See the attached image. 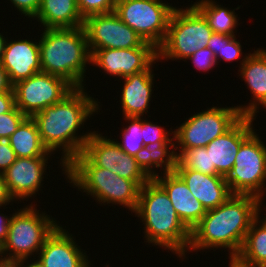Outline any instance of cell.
<instances>
[{
  "label": "cell",
  "instance_id": "cell-1",
  "mask_svg": "<svg viewBox=\"0 0 266 267\" xmlns=\"http://www.w3.org/2000/svg\"><path fill=\"white\" fill-rule=\"evenodd\" d=\"M82 88H74L60 102L46 107L36 113L35 120L41 140L49 152L59 148L63 151L61 162L62 171L66 172V165L84 148L92 132L77 137L78 128L90 118L93 112L100 110L99 104Z\"/></svg>",
  "mask_w": 266,
  "mask_h": 267
},
{
  "label": "cell",
  "instance_id": "cell-2",
  "mask_svg": "<svg viewBox=\"0 0 266 267\" xmlns=\"http://www.w3.org/2000/svg\"><path fill=\"white\" fill-rule=\"evenodd\" d=\"M260 199L252 195L232 194L223 204L208 210L191 231L190 251L228 248L236 257L252 222L260 215Z\"/></svg>",
  "mask_w": 266,
  "mask_h": 267
},
{
  "label": "cell",
  "instance_id": "cell-3",
  "mask_svg": "<svg viewBox=\"0 0 266 267\" xmlns=\"http://www.w3.org/2000/svg\"><path fill=\"white\" fill-rule=\"evenodd\" d=\"M134 213L145 224L146 242L185 257L191 231L179 219L167 193L153 178L140 188Z\"/></svg>",
  "mask_w": 266,
  "mask_h": 267
},
{
  "label": "cell",
  "instance_id": "cell-4",
  "mask_svg": "<svg viewBox=\"0 0 266 267\" xmlns=\"http://www.w3.org/2000/svg\"><path fill=\"white\" fill-rule=\"evenodd\" d=\"M39 52L42 72L62 77L74 88L84 87L91 52L83 26L44 29Z\"/></svg>",
  "mask_w": 266,
  "mask_h": 267
},
{
  "label": "cell",
  "instance_id": "cell-5",
  "mask_svg": "<svg viewBox=\"0 0 266 267\" xmlns=\"http://www.w3.org/2000/svg\"><path fill=\"white\" fill-rule=\"evenodd\" d=\"M65 175L74 187L84 190L101 204L123 205L132 212L137 208L140 187L133 180L95 166L82 152L66 165Z\"/></svg>",
  "mask_w": 266,
  "mask_h": 267
},
{
  "label": "cell",
  "instance_id": "cell-6",
  "mask_svg": "<svg viewBox=\"0 0 266 267\" xmlns=\"http://www.w3.org/2000/svg\"><path fill=\"white\" fill-rule=\"evenodd\" d=\"M30 205L12 214L7 237L0 246V259L26 263L28 256L38 253L46 239L59 226L48 214H39L36 207Z\"/></svg>",
  "mask_w": 266,
  "mask_h": 267
},
{
  "label": "cell",
  "instance_id": "cell-7",
  "mask_svg": "<svg viewBox=\"0 0 266 267\" xmlns=\"http://www.w3.org/2000/svg\"><path fill=\"white\" fill-rule=\"evenodd\" d=\"M204 16L193 6L175 7L169 22L163 44L157 49L158 59H185L198 49L206 48L212 36Z\"/></svg>",
  "mask_w": 266,
  "mask_h": 267
},
{
  "label": "cell",
  "instance_id": "cell-8",
  "mask_svg": "<svg viewBox=\"0 0 266 267\" xmlns=\"http://www.w3.org/2000/svg\"><path fill=\"white\" fill-rule=\"evenodd\" d=\"M225 179L232 194L255 196L262 206L266 190V146L255 131L239 147L234 166Z\"/></svg>",
  "mask_w": 266,
  "mask_h": 267
},
{
  "label": "cell",
  "instance_id": "cell-9",
  "mask_svg": "<svg viewBox=\"0 0 266 267\" xmlns=\"http://www.w3.org/2000/svg\"><path fill=\"white\" fill-rule=\"evenodd\" d=\"M174 8L162 0H116L114 12L145 42L158 49L166 38Z\"/></svg>",
  "mask_w": 266,
  "mask_h": 267
},
{
  "label": "cell",
  "instance_id": "cell-10",
  "mask_svg": "<svg viewBox=\"0 0 266 267\" xmlns=\"http://www.w3.org/2000/svg\"><path fill=\"white\" fill-rule=\"evenodd\" d=\"M243 115L237 107H211L194 114L174 131L179 148L206 147L227 132Z\"/></svg>",
  "mask_w": 266,
  "mask_h": 267
},
{
  "label": "cell",
  "instance_id": "cell-11",
  "mask_svg": "<svg viewBox=\"0 0 266 267\" xmlns=\"http://www.w3.org/2000/svg\"><path fill=\"white\" fill-rule=\"evenodd\" d=\"M73 89L64 78L39 72L14 84L15 106L26 117H33L46 107L60 102Z\"/></svg>",
  "mask_w": 266,
  "mask_h": 267
},
{
  "label": "cell",
  "instance_id": "cell-12",
  "mask_svg": "<svg viewBox=\"0 0 266 267\" xmlns=\"http://www.w3.org/2000/svg\"><path fill=\"white\" fill-rule=\"evenodd\" d=\"M82 153L95 166L105 168L124 179L133 180L140 188L151 179L134 156L125 153L115 139H107L96 131L86 141Z\"/></svg>",
  "mask_w": 266,
  "mask_h": 267
},
{
  "label": "cell",
  "instance_id": "cell-13",
  "mask_svg": "<svg viewBox=\"0 0 266 267\" xmlns=\"http://www.w3.org/2000/svg\"><path fill=\"white\" fill-rule=\"evenodd\" d=\"M83 27L89 49H128L153 46L127 26L114 11L87 17Z\"/></svg>",
  "mask_w": 266,
  "mask_h": 267
},
{
  "label": "cell",
  "instance_id": "cell-14",
  "mask_svg": "<svg viewBox=\"0 0 266 267\" xmlns=\"http://www.w3.org/2000/svg\"><path fill=\"white\" fill-rule=\"evenodd\" d=\"M91 64L96 65L110 76L126 78L146 70L158 61L154 46H139L128 49H90Z\"/></svg>",
  "mask_w": 266,
  "mask_h": 267
},
{
  "label": "cell",
  "instance_id": "cell-15",
  "mask_svg": "<svg viewBox=\"0 0 266 267\" xmlns=\"http://www.w3.org/2000/svg\"><path fill=\"white\" fill-rule=\"evenodd\" d=\"M252 116H242L227 132L215 138L205 148L210 155L211 168L226 177L232 170L239 147L254 132Z\"/></svg>",
  "mask_w": 266,
  "mask_h": 267
},
{
  "label": "cell",
  "instance_id": "cell-16",
  "mask_svg": "<svg viewBox=\"0 0 266 267\" xmlns=\"http://www.w3.org/2000/svg\"><path fill=\"white\" fill-rule=\"evenodd\" d=\"M50 157L18 158L3 173L11 196L18 199L32 197L42 187L47 160Z\"/></svg>",
  "mask_w": 266,
  "mask_h": 267
},
{
  "label": "cell",
  "instance_id": "cell-17",
  "mask_svg": "<svg viewBox=\"0 0 266 267\" xmlns=\"http://www.w3.org/2000/svg\"><path fill=\"white\" fill-rule=\"evenodd\" d=\"M60 225L46 239L37 256L45 267H90L88 256Z\"/></svg>",
  "mask_w": 266,
  "mask_h": 267
},
{
  "label": "cell",
  "instance_id": "cell-18",
  "mask_svg": "<svg viewBox=\"0 0 266 267\" xmlns=\"http://www.w3.org/2000/svg\"><path fill=\"white\" fill-rule=\"evenodd\" d=\"M167 193L179 219L192 231L206 214L203 205L192 195L183 180L175 173H163L153 178Z\"/></svg>",
  "mask_w": 266,
  "mask_h": 267
},
{
  "label": "cell",
  "instance_id": "cell-19",
  "mask_svg": "<svg viewBox=\"0 0 266 267\" xmlns=\"http://www.w3.org/2000/svg\"><path fill=\"white\" fill-rule=\"evenodd\" d=\"M8 42L7 40L1 65L13 85L42 72L39 42L27 39Z\"/></svg>",
  "mask_w": 266,
  "mask_h": 267
},
{
  "label": "cell",
  "instance_id": "cell-20",
  "mask_svg": "<svg viewBox=\"0 0 266 267\" xmlns=\"http://www.w3.org/2000/svg\"><path fill=\"white\" fill-rule=\"evenodd\" d=\"M174 172L206 211L223 204L232 195L222 175H208L192 169H175Z\"/></svg>",
  "mask_w": 266,
  "mask_h": 267
},
{
  "label": "cell",
  "instance_id": "cell-21",
  "mask_svg": "<svg viewBox=\"0 0 266 267\" xmlns=\"http://www.w3.org/2000/svg\"><path fill=\"white\" fill-rule=\"evenodd\" d=\"M240 76L247 83L253 94V100L248 106H237L243 116L255 117L259 105L266 109V50H254L242 59ZM255 98V99H254Z\"/></svg>",
  "mask_w": 266,
  "mask_h": 267
},
{
  "label": "cell",
  "instance_id": "cell-22",
  "mask_svg": "<svg viewBox=\"0 0 266 267\" xmlns=\"http://www.w3.org/2000/svg\"><path fill=\"white\" fill-rule=\"evenodd\" d=\"M153 63L144 71L132 74L124 79L121 94V106L124 117H141L148 112L152 96Z\"/></svg>",
  "mask_w": 266,
  "mask_h": 267
},
{
  "label": "cell",
  "instance_id": "cell-23",
  "mask_svg": "<svg viewBox=\"0 0 266 267\" xmlns=\"http://www.w3.org/2000/svg\"><path fill=\"white\" fill-rule=\"evenodd\" d=\"M35 19L47 28H75L84 25L76 0H41Z\"/></svg>",
  "mask_w": 266,
  "mask_h": 267
},
{
  "label": "cell",
  "instance_id": "cell-24",
  "mask_svg": "<svg viewBox=\"0 0 266 267\" xmlns=\"http://www.w3.org/2000/svg\"><path fill=\"white\" fill-rule=\"evenodd\" d=\"M175 147L176 143L172 141L150 143L145 145L134 156V159L141 169L152 179L158 175L156 171L152 170L153 167H162L164 173L174 172L176 167V152L174 150L170 152L169 149H175Z\"/></svg>",
  "mask_w": 266,
  "mask_h": 267
},
{
  "label": "cell",
  "instance_id": "cell-25",
  "mask_svg": "<svg viewBox=\"0 0 266 267\" xmlns=\"http://www.w3.org/2000/svg\"><path fill=\"white\" fill-rule=\"evenodd\" d=\"M18 158L50 157L44 146L37 124L32 117H26L17 130L7 139Z\"/></svg>",
  "mask_w": 266,
  "mask_h": 267
},
{
  "label": "cell",
  "instance_id": "cell-26",
  "mask_svg": "<svg viewBox=\"0 0 266 267\" xmlns=\"http://www.w3.org/2000/svg\"><path fill=\"white\" fill-rule=\"evenodd\" d=\"M258 216L251 224L236 258L251 267H266V220ZM258 223H260L258 225Z\"/></svg>",
  "mask_w": 266,
  "mask_h": 267
},
{
  "label": "cell",
  "instance_id": "cell-27",
  "mask_svg": "<svg viewBox=\"0 0 266 267\" xmlns=\"http://www.w3.org/2000/svg\"><path fill=\"white\" fill-rule=\"evenodd\" d=\"M193 6L204 16L213 32L235 36L234 29L239 23L235 9L224 8L213 0H199Z\"/></svg>",
  "mask_w": 266,
  "mask_h": 267
},
{
  "label": "cell",
  "instance_id": "cell-28",
  "mask_svg": "<svg viewBox=\"0 0 266 267\" xmlns=\"http://www.w3.org/2000/svg\"><path fill=\"white\" fill-rule=\"evenodd\" d=\"M179 154L176 152L175 169H192L208 175H219L216 168H211L210 155L205 147L197 148H178Z\"/></svg>",
  "mask_w": 266,
  "mask_h": 267
},
{
  "label": "cell",
  "instance_id": "cell-29",
  "mask_svg": "<svg viewBox=\"0 0 266 267\" xmlns=\"http://www.w3.org/2000/svg\"><path fill=\"white\" fill-rule=\"evenodd\" d=\"M141 118L142 117H125V120L131 121V123L122 130V142L116 140L120 148L131 156H135L144 147Z\"/></svg>",
  "mask_w": 266,
  "mask_h": 267
},
{
  "label": "cell",
  "instance_id": "cell-30",
  "mask_svg": "<svg viewBox=\"0 0 266 267\" xmlns=\"http://www.w3.org/2000/svg\"><path fill=\"white\" fill-rule=\"evenodd\" d=\"M76 2L84 20L92 15L113 12L116 4V0H76Z\"/></svg>",
  "mask_w": 266,
  "mask_h": 267
},
{
  "label": "cell",
  "instance_id": "cell-31",
  "mask_svg": "<svg viewBox=\"0 0 266 267\" xmlns=\"http://www.w3.org/2000/svg\"><path fill=\"white\" fill-rule=\"evenodd\" d=\"M25 118L16 106L10 112L0 114V139L7 140Z\"/></svg>",
  "mask_w": 266,
  "mask_h": 267
},
{
  "label": "cell",
  "instance_id": "cell-32",
  "mask_svg": "<svg viewBox=\"0 0 266 267\" xmlns=\"http://www.w3.org/2000/svg\"><path fill=\"white\" fill-rule=\"evenodd\" d=\"M242 48L239 41H236V36L222 34V48L221 53H218L216 57V62L219 58L224 61L230 62L234 60L241 59Z\"/></svg>",
  "mask_w": 266,
  "mask_h": 267
},
{
  "label": "cell",
  "instance_id": "cell-33",
  "mask_svg": "<svg viewBox=\"0 0 266 267\" xmlns=\"http://www.w3.org/2000/svg\"><path fill=\"white\" fill-rule=\"evenodd\" d=\"M142 127H143V144L148 145L150 143H154L157 141H173V138L169 139L170 134H174V131H171L172 133L165 131L163 127L158 126L157 124H153L151 121L143 120L142 119ZM169 135V136H168Z\"/></svg>",
  "mask_w": 266,
  "mask_h": 267
},
{
  "label": "cell",
  "instance_id": "cell-34",
  "mask_svg": "<svg viewBox=\"0 0 266 267\" xmlns=\"http://www.w3.org/2000/svg\"><path fill=\"white\" fill-rule=\"evenodd\" d=\"M187 59L192 60L195 67L199 70H203V72L212 69L217 64L214 53L207 47L198 49Z\"/></svg>",
  "mask_w": 266,
  "mask_h": 267
},
{
  "label": "cell",
  "instance_id": "cell-35",
  "mask_svg": "<svg viewBox=\"0 0 266 267\" xmlns=\"http://www.w3.org/2000/svg\"><path fill=\"white\" fill-rule=\"evenodd\" d=\"M17 159L8 140L0 139V174H3Z\"/></svg>",
  "mask_w": 266,
  "mask_h": 267
},
{
  "label": "cell",
  "instance_id": "cell-36",
  "mask_svg": "<svg viewBox=\"0 0 266 267\" xmlns=\"http://www.w3.org/2000/svg\"><path fill=\"white\" fill-rule=\"evenodd\" d=\"M14 7L21 12V14H24L25 16H28L33 18L36 16V14L39 11L41 0H10Z\"/></svg>",
  "mask_w": 266,
  "mask_h": 267
},
{
  "label": "cell",
  "instance_id": "cell-37",
  "mask_svg": "<svg viewBox=\"0 0 266 267\" xmlns=\"http://www.w3.org/2000/svg\"><path fill=\"white\" fill-rule=\"evenodd\" d=\"M15 107L14 91L0 93V114L10 112Z\"/></svg>",
  "mask_w": 266,
  "mask_h": 267
},
{
  "label": "cell",
  "instance_id": "cell-38",
  "mask_svg": "<svg viewBox=\"0 0 266 267\" xmlns=\"http://www.w3.org/2000/svg\"><path fill=\"white\" fill-rule=\"evenodd\" d=\"M11 201H14V198L11 196L8 191L7 184L5 183L3 174H0V207L2 205H7Z\"/></svg>",
  "mask_w": 266,
  "mask_h": 267
},
{
  "label": "cell",
  "instance_id": "cell-39",
  "mask_svg": "<svg viewBox=\"0 0 266 267\" xmlns=\"http://www.w3.org/2000/svg\"><path fill=\"white\" fill-rule=\"evenodd\" d=\"M13 86L14 85L11 83L7 71L0 63V93L14 91Z\"/></svg>",
  "mask_w": 266,
  "mask_h": 267
},
{
  "label": "cell",
  "instance_id": "cell-40",
  "mask_svg": "<svg viewBox=\"0 0 266 267\" xmlns=\"http://www.w3.org/2000/svg\"><path fill=\"white\" fill-rule=\"evenodd\" d=\"M207 48H209L214 55L216 56L218 53H221L222 48V34L221 33H212L211 38L207 44Z\"/></svg>",
  "mask_w": 266,
  "mask_h": 267
},
{
  "label": "cell",
  "instance_id": "cell-41",
  "mask_svg": "<svg viewBox=\"0 0 266 267\" xmlns=\"http://www.w3.org/2000/svg\"><path fill=\"white\" fill-rule=\"evenodd\" d=\"M8 217L4 214L0 215V246L3 244L8 234V227L11 219L10 216Z\"/></svg>",
  "mask_w": 266,
  "mask_h": 267
},
{
  "label": "cell",
  "instance_id": "cell-42",
  "mask_svg": "<svg viewBox=\"0 0 266 267\" xmlns=\"http://www.w3.org/2000/svg\"><path fill=\"white\" fill-rule=\"evenodd\" d=\"M22 261H7L0 259V267H23Z\"/></svg>",
  "mask_w": 266,
  "mask_h": 267
},
{
  "label": "cell",
  "instance_id": "cell-43",
  "mask_svg": "<svg viewBox=\"0 0 266 267\" xmlns=\"http://www.w3.org/2000/svg\"><path fill=\"white\" fill-rule=\"evenodd\" d=\"M229 267H251L241 263L236 257L230 258Z\"/></svg>",
  "mask_w": 266,
  "mask_h": 267
},
{
  "label": "cell",
  "instance_id": "cell-44",
  "mask_svg": "<svg viewBox=\"0 0 266 267\" xmlns=\"http://www.w3.org/2000/svg\"><path fill=\"white\" fill-rule=\"evenodd\" d=\"M6 40L7 39L0 33V63L3 58V53H4L6 42H7Z\"/></svg>",
  "mask_w": 266,
  "mask_h": 267
},
{
  "label": "cell",
  "instance_id": "cell-45",
  "mask_svg": "<svg viewBox=\"0 0 266 267\" xmlns=\"http://www.w3.org/2000/svg\"><path fill=\"white\" fill-rule=\"evenodd\" d=\"M23 267H45L40 261L36 260L31 262L30 264L27 262L26 265H24Z\"/></svg>",
  "mask_w": 266,
  "mask_h": 267
}]
</instances>
